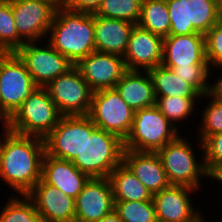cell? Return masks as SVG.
<instances>
[{
    "mask_svg": "<svg viewBox=\"0 0 222 222\" xmlns=\"http://www.w3.org/2000/svg\"><path fill=\"white\" fill-rule=\"evenodd\" d=\"M14 53L24 63L37 87H45L74 67L64 55L56 51L46 40L42 43L41 41L26 42Z\"/></svg>",
    "mask_w": 222,
    "mask_h": 222,
    "instance_id": "30bf717a",
    "label": "cell"
},
{
    "mask_svg": "<svg viewBox=\"0 0 222 222\" xmlns=\"http://www.w3.org/2000/svg\"><path fill=\"white\" fill-rule=\"evenodd\" d=\"M2 204L0 222H44L27 195H10Z\"/></svg>",
    "mask_w": 222,
    "mask_h": 222,
    "instance_id": "f1b7e54d",
    "label": "cell"
},
{
    "mask_svg": "<svg viewBox=\"0 0 222 222\" xmlns=\"http://www.w3.org/2000/svg\"><path fill=\"white\" fill-rule=\"evenodd\" d=\"M37 88L24 63L14 53H0L1 112L8 118Z\"/></svg>",
    "mask_w": 222,
    "mask_h": 222,
    "instance_id": "9c48e42d",
    "label": "cell"
},
{
    "mask_svg": "<svg viewBox=\"0 0 222 222\" xmlns=\"http://www.w3.org/2000/svg\"><path fill=\"white\" fill-rule=\"evenodd\" d=\"M0 121L9 122V119L1 112V98H0Z\"/></svg>",
    "mask_w": 222,
    "mask_h": 222,
    "instance_id": "7bdbcfd3",
    "label": "cell"
},
{
    "mask_svg": "<svg viewBox=\"0 0 222 222\" xmlns=\"http://www.w3.org/2000/svg\"><path fill=\"white\" fill-rule=\"evenodd\" d=\"M163 37L135 25L123 56L127 70L149 71L161 65Z\"/></svg>",
    "mask_w": 222,
    "mask_h": 222,
    "instance_id": "e0dca14e",
    "label": "cell"
},
{
    "mask_svg": "<svg viewBox=\"0 0 222 222\" xmlns=\"http://www.w3.org/2000/svg\"><path fill=\"white\" fill-rule=\"evenodd\" d=\"M218 73L217 76L213 77L214 78L213 80L216 79L214 81V90L222 96V69L219 70Z\"/></svg>",
    "mask_w": 222,
    "mask_h": 222,
    "instance_id": "f35d334b",
    "label": "cell"
},
{
    "mask_svg": "<svg viewBox=\"0 0 222 222\" xmlns=\"http://www.w3.org/2000/svg\"><path fill=\"white\" fill-rule=\"evenodd\" d=\"M142 0H103L95 14L137 25L141 16Z\"/></svg>",
    "mask_w": 222,
    "mask_h": 222,
    "instance_id": "4dcf8cb0",
    "label": "cell"
},
{
    "mask_svg": "<svg viewBox=\"0 0 222 222\" xmlns=\"http://www.w3.org/2000/svg\"><path fill=\"white\" fill-rule=\"evenodd\" d=\"M193 64H208L205 35L192 33L163 38L161 65L165 67H185Z\"/></svg>",
    "mask_w": 222,
    "mask_h": 222,
    "instance_id": "d6986e66",
    "label": "cell"
},
{
    "mask_svg": "<svg viewBox=\"0 0 222 222\" xmlns=\"http://www.w3.org/2000/svg\"><path fill=\"white\" fill-rule=\"evenodd\" d=\"M86 138V115L62 116L44 138L45 153L72 161L81 152Z\"/></svg>",
    "mask_w": 222,
    "mask_h": 222,
    "instance_id": "4fadbf2b",
    "label": "cell"
},
{
    "mask_svg": "<svg viewBox=\"0 0 222 222\" xmlns=\"http://www.w3.org/2000/svg\"><path fill=\"white\" fill-rule=\"evenodd\" d=\"M167 68L172 69L177 77L192 85L202 96L214 90L212 77L213 74L215 76V73L210 70L208 64H193L185 67Z\"/></svg>",
    "mask_w": 222,
    "mask_h": 222,
    "instance_id": "1f68e13d",
    "label": "cell"
},
{
    "mask_svg": "<svg viewBox=\"0 0 222 222\" xmlns=\"http://www.w3.org/2000/svg\"><path fill=\"white\" fill-rule=\"evenodd\" d=\"M25 42L18 36L10 0L0 3V53L15 52Z\"/></svg>",
    "mask_w": 222,
    "mask_h": 222,
    "instance_id": "f546056e",
    "label": "cell"
},
{
    "mask_svg": "<svg viewBox=\"0 0 222 222\" xmlns=\"http://www.w3.org/2000/svg\"><path fill=\"white\" fill-rule=\"evenodd\" d=\"M114 202V210L123 222H158L153 200Z\"/></svg>",
    "mask_w": 222,
    "mask_h": 222,
    "instance_id": "d6a6232c",
    "label": "cell"
},
{
    "mask_svg": "<svg viewBox=\"0 0 222 222\" xmlns=\"http://www.w3.org/2000/svg\"><path fill=\"white\" fill-rule=\"evenodd\" d=\"M75 67L93 92L114 88L127 71L120 55L92 52Z\"/></svg>",
    "mask_w": 222,
    "mask_h": 222,
    "instance_id": "2e32d148",
    "label": "cell"
},
{
    "mask_svg": "<svg viewBox=\"0 0 222 222\" xmlns=\"http://www.w3.org/2000/svg\"><path fill=\"white\" fill-rule=\"evenodd\" d=\"M206 60L212 72L222 69V20L205 34ZM214 70V71H213Z\"/></svg>",
    "mask_w": 222,
    "mask_h": 222,
    "instance_id": "836d02e7",
    "label": "cell"
},
{
    "mask_svg": "<svg viewBox=\"0 0 222 222\" xmlns=\"http://www.w3.org/2000/svg\"><path fill=\"white\" fill-rule=\"evenodd\" d=\"M202 145L205 168L210 175L222 164V132L206 137Z\"/></svg>",
    "mask_w": 222,
    "mask_h": 222,
    "instance_id": "e575fe53",
    "label": "cell"
},
{
    "mask_svg": "<svg viewBox=\"0 0 222 222\" xmlns=\"http://www.w3.org/2000/svg\"><path fill=\"white\" fill-rule=\"evenodd\" d=\"M47 37L46 41L75 66L95 52L93 13L59 7Z\"/></svg>",
    "mask_w": 222,
    "mask_h": 222,
    "instance_id": "7a4b0ae2",
    "label": "cell"
},
{
    "mask_svg": "<svg viewBox=\"0 0 222 222\" xmlns=\"http://www.w3.org/2000/svg\"><path fill=\"white\" fill-rule=\"evenodd\" d=\"M44 222H74L75 199L40 179L27 194Z\"/></svg>",
    "mask_w": 222,
    "mask_h": 222,
    "instance_id": "ac0fdd59",
    "label": "cell"
},
{
    "mask_svg": "<svg viewBox=\"0 0 222 222\" xmlns=\"http://www.w3.org/2000/svg\"><path fill=\"white\" fill-rule=\"evenodd\" d=\"M155 106L160 110V112L169 120V122L180 132L182 121H186L189 118L194 117L198 119L195 113H198L200 103L202 104L201 97H155ZM198 107V108H196ZM197 110V111H196ZM195 111V113H194ZM195 115V116H192ZM196 117V118H195ZM180 124V125H178ZM180 126V127H179Z\"/></svg>",
    "mask_w": 222,
    "mask_h": 222,
    "instance_id": "484cf974",
    "label": "cell"
},
{
    "mask_svg": "<svg viewBox=\"0 0 222 222\" xmlns=\"http://www.w3.org/2000/svg\"><path fill=\"white\" fill-rule=\"evenodd\" d=\"M203 100L206 102L201 106V112L199 113L198 111L197 113V115L201 114L200 117H198L201 118V122L199 121L200 125L197 122L198 120L195 121L199 126V129L196 127L195 134L197 139L201 142L210 135L222 132V96L213 90L212 92L203 95L200 101L204 103Z\"/></svg>",
    "mask_w": 222,
    "mask_h": 222,
    "instance_id": "83f0119b",
    "label": "cell"
},
{
    "mask_svg": "<svg viewBox=\"0 0 222 222\" xmlns=\"http://www.w3.org/2000/svg\"><path fill=\"white\" fill-rule=\"evenodd\" d=\"M124 141L115 134L97 128L86 115V138L84 146L71 161L89 178L109 177L122 163Z\"/></svg>",
    "mask_w": 222,
    "mask_h": 222,
    "instance_id": "277c9868",
    "label": "cell"
},
{
    "mask_svg": "<svg viewBox=\"0 0 222 222\" xmlns=\"http://www.w3.org/2000/svg\"><path fill=\"white\" fill-rule=\"evenodd\" d=\"M152 195L169 187L162 161L156 152L123 151L122 161Z\"/></svg>",
    "mask_w": 222,
    "mask_h": 222,
    "instance_id": "ffe728a7",
    "label": "cell"
},
{
    "mask_svg": "<svg viewBox=\"0 0 222 222\" xmlns=\"http://www.w3.org/2000/svg\"><path fill=\"white\" fill-rule=\"evenodd\" d=\"M94 16L95 51L124 56L135 24L100 15Z\"/></svg>",
    "mask_w": 222,
    "mask_h": 222,
    "instance_id": "7402d4cb",
    "label": "cell"
},
{
    "mask_svg": "<svg viewBox=\"0 0 222 222\" xmlns=\"http://www.w3.org/2000/svg\"><path fill=\"white\" fill-rule=\"evenodd\" d=\"M134 113L116 89L111 88L93 92L88 116L97 128L125 141L132 129Z\"/></svg>",
    "mask_w": 222,
    "mask_h": 222,
    "instance_id": "ba28073f",
    "label": "cell"
},
{
    "mask_svg": "<svg viewBox=\"0 0 222 222\" xmlns=\"http://www.w3.org/2000/svg\"><path fill=\"white\" fill-rule=\"evenodd\" d=\"M137 25L163 38L169 36L171 22L166 0H142Z\"/></svg>",
    "mask_w": 222,
    "mask_h": 222,
    "instance_id": "4316f807",
    "label": "cell"
},
{
    "mask_svg": "<svg viewBox=\"0 0 222 222\" xmlns=\"http://www.w3.org/2000/svg\"><path fill=\"white\" fill-rule=\"evenodd\" d=\"M186 135L180 134L175 140L164 145L156 153L162 161L163 168L171 185L188 186L200 192L206 189V186L204 188L201 182L205 180L203 182L207 184L206 182L209 179L203 159V145L196 137L195 142H198L196 146L198 144L197 147L201 151L199 150L195 153L197 148H194L195 146L191 143V139H189L191 137H188L189 134L185 137ZM199 152L202 154H199Z\"/></svg>",
    "mask_w": 222,
    "mask_h": 222,
    "instance_id": "3957f363",
    "label": "cell"
},
{
    "mask_svg": "<svg viewBox=\"0 0 222 222\" xmlns=\"http://www.w3.org/2000/svg\"><path fill=\"white\" fill-rule=\"evenodd\" d=\"M52 4L56 9L62 6L63 0H36Z\"/></svg>",
    "mask_w": 222,
    "mask_h": 222,
    "instance_id": "ab89813d",
    "label": "cell"
},
{
    "mask_svg": "<svg viewBox=\"0 0 222 222\" xmlns=\"http://www.w3.org/2000/svg\"><path fill=\"white\" fill-rule=\"evenodd\" d=\"M181 133L154 105L135 111L132 129L124 141L125 150L157 152Z\"/></svg>",
    "mask_w": 222,
    "mask_h": 222,
    "instance_id": "8992f818",
    "label": "cell"
},
{
    "mask_svg": "<svg viewBox=\"0 0 222 222\" xmlns=\"http://www.w3.org/2000/svg\"><path fill=\"white\" fill-rule=\"evenodd\" d=\"M109 177L89 178L75 199L74 222H96L114 211Z\"/></svg>",
    "mask_w": 222,
    "mask_h": 222,
    "instance_id": "9a60e30c",
    "label": "cell"
},
{
    "mask_svg": "<svg viewBox=\"0 0 222 222\" xmlns=\"http://www.w3.org/2000/svg\"><path fill=\"white\" fill-rule=\"evenodd\" d=\"M103 0H63L62 6L74 10L95 13Z\"/></svg>",
    "mask_w": 222,
    "mask_h": 222,
    "instance_id": "d590c367",
    "label": "cell"
},
{
    "mask_svg": "<svg viewBox=\"0 0 222 222\" xmlns=\"http://www.w3.org/2000/svg\"><path fill=\"white\" fill-rule=\"evenodd\" d=\"M197 191L188 186L170 185L154 194L152 200L158 222H192L203 212L196 207L200 205H194L197 203L192 195Z\"/></svg>",
    "mask_w": 222,
    "mask_h": 222,
    "instance_id": "5bb4252c",
    "label": "cell"
},
{
    "mask_svg": "<svg viewBox=\"0 0 222 222\" xmlns=\"http://www.w3.org/2000/svg\"><path fill=\"white\" fill-rule=\"evenodd\" d=\"M219 18L222 20V0H219Z\"/></svg>",
    "mask_w": 222,
    "mask_h": 222,
    "instance_id": "ee69618b",
    "label": "cell"
},
{
    "mask_svg": "<svg viewBox=\"0 0 222 222\" xmlns=\"http://www.w3.org/2000/svg\"><path fill=\"white\" fill-rule=\"evenodd\" d=\"M114 88L134 112L155 105L153 81L148 71L127 70Z\"/></svg>",
    "mask_w": 222,
    "mask_h": 222,
    "instance_id": "603a6c76",
    "label": "cell"
},
{
    "mask_svg": "<svg viewBox=\"0 0 222 222\" xmlns=\"http://www.w3.org/2000/svg\"><path fill=\"white\" fill-rule=\"evenodd\" d=\"M41 179L46 184L63 191L65 195L76 199L89 177L71 161L54 158L45 153Z\"/></svg>",
    "mask_w": 222,
    "mask_h": 222,
    "instance_id": "44dd1931",
    "label": "cell"
},
{
    "mask_svg": "<svg viewBox=\"0 0 222 222\" xmlns=\"http://www.w3.org/2000/svg\"><path fill=\"white\" fill-rule=\"evenodd\" d=\"M96 222H123V221L120 219L119 215L114 210L113 212L104 216L103 218H101L99 221Z\"/></svg>",
    "mask_w": 222,
    "mask_h": 222,
    "instance_id": "74e56055",
    "label": "cell"
},
{
    "mask_svg": "<svg viewBox=\"0 0 222 222\" xmlns=\"http://www.w3.org/2000/svg\"><path fill=\"white\" fill-rule=\"evenodd\" d=\"M62 115L44 87H37L21 104L8 122L9 131L44 139Z\"/></svg>",
    "mask_w": 222,
    "mask_h": 222,
    "instance_id": "5b68a950",
    "label": "cell"
},
{
    "mask_svg": "<svg viewBox=\"0 0 222 222\" xmlns=\"http://www.w3.org/2000/svg\"><path fill=\"white\" fill-rule=\"evenodd\" d=\"M170 15L169 36L205 35L219 20V0H166Z\"/></svg>",
    "mask_w": 222,
    "mask_h": 222,
    "instance_id": "52a82bcc",
    "label": "cell"
},
{
    "mask_svg": "<svg viewBox=\"0 0 222 222\" xmlns=\"http://www.w3.org/2000/svg\"><path fill=\"white\" fill-rule=\"evenodd\" d=\"M18 36L26 42L46 40L56 8L36 0H10Z\"/></svg>",
    "mask_w": 222,
    "mask_h": 222,
    "instance_id": "7c38bea8",
    "label": "cell"
},
{
    "mask_svg": "<svg viewBox=\"0 0 222 222\" xmlns=\"http://www.w3.org/2000/svg\"><path fill=\"white\" fill-rule=\"evenodd\" d=\"M44 88L62 116L88 115L93 91L75 66Z\"/></svg>",
    "mask_w": 222,
    "mask_h": 222,
    "instance_id": "8fae6325",
    "label": "cell"
},
{
    "mask_svg": "<svg viewBox=\"0 0 222 222\" xmlns=\"http://www.w3.org/2000/svg\"><path fill=\"white\" fill-rule=\"evenodd\" d=\"M211 179V180H210ZM209 180L212 181V183H215L216 181L220 183V186L222 187V164L219 165L210 175ZM215 181V182H214Z\"/></svg>",
    "mask_w": 222,
    "mask_h": 222,
    "instance_id": "8d00e7d4",
    "label": "cell"
},
{
    "mask_svg": "<svg viewBox=\"0 0 222 222\" xmlns=\"http://www.w3.org/2000/svg\"><path fill=\"white\" fill-rule=\"evenodd\" d=\"M1 123V127L0 128H2L1 130V132H0V142H1V140H2V137L4 136V134L5 133H7V131L9 130V127H8V122H2V121H0Z\"/></svg>",
    "mask_w": 222,
    "mask_h": 222,
    "instance_id": "60d3db41",
    "label": "cell"
},
{
    "mask_svg": "<svg viewBox=\"0 0 222 222\" xmlns=\"http://www.w3.org/2000/svg\"><path fill=\"white\" fill-rule=\"evenodd\" d=\"M44 155V139L9 130L4 134L0 142V181L9 186L11 195H27L32 190L41 179Z\"/></svg>",
    "mask_w": 222,
    "mask_h": 222,
    "instance_id": "6da1fadb",
    "label": "cell"
},
{
    "mask_svg": "<svg viewBox=\"0 0 222 222\" xmlns=\"http://www.w3.org/2000/svg\"><path fill=\"white\" fill-rule=\"evenodd\" d=\"M204 211L197 217L195 218L192 222H209L210 220H207L204 216ZM206 219V220H205Z\"/></svg>",
    "mask_w": 222,
    "mask_h": 222,
    "instance_id": "b9f144b4",
    "label": "cell"
},
{
    "mask_svg": "<svg viewBox=\"0 0 222 222\" xmlns=\"http://www.w3.org/2000/svg\"><path fill=\"white\" fill-rule=\"evenodd\" d=\"M114 201H147L153 195L122 162L109 176Z\"/></svg>",
    "mask_w": 222,
    "mask_h": 222,
    "instance_id": "cb8c5ba5",
    "label": "cell"
},
{
    "mask_svg": "<svg viewBox=\"0 0 222 222\" xmlns=\"http://www.w3.org/2000/svg\"><path fill=\"white\" fill-rule=\"evenodd\" d=\"M148 72L153 81L155 97H202L192 85L177 77L170 68L158 65Z\"/></svg>",
    "mask_w": 222,
    "mask_h": 222,
    "instance_id": "d4e9b609",
    "label": "cell"
}]
</instances>
